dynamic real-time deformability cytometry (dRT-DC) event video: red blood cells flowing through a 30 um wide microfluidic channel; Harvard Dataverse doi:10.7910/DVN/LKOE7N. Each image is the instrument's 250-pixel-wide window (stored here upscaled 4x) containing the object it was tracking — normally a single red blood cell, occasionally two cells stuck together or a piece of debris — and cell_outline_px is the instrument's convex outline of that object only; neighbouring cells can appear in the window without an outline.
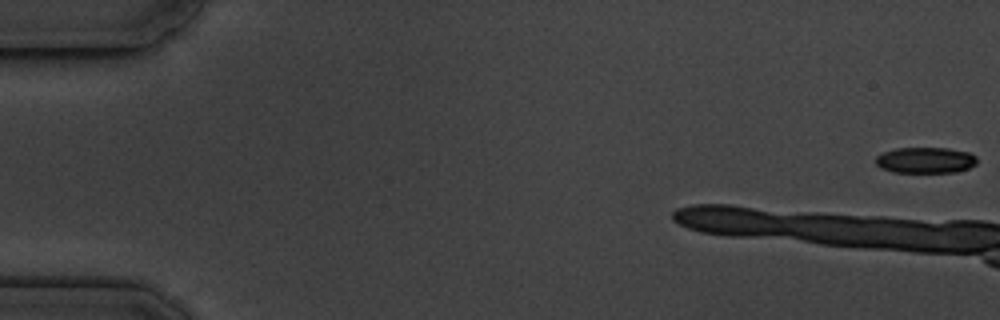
{"species": "common noctule bat (a hibernating species)", "species_latin": "Nyctalus noctula", "temperature_condition": "cold", "stored_images_in_passage": 7, "camera_frame_rate_fps": 3000, "um_per_image_px": 0.085, "animal": {"sex": "male", "body_mass_g": 19.5, "forearm_length_mm": 54.6}, "frame": {"image": 1, "passage_image": 1, "time_ms": 0.0, "image_size_px": [1000, 320], "cell_outline_px": [[976, 164], [968, 168], [956, 172], [892, 172], [880, 168], [876, 164], [876, 156], [884, 152], [896, 148], [948, 148], [968, 152], [976, 156]], "centroid_in_image_um": [78.65, 13.62], "position_along_channel_um": 6.3, "area_um2": 15.32}}